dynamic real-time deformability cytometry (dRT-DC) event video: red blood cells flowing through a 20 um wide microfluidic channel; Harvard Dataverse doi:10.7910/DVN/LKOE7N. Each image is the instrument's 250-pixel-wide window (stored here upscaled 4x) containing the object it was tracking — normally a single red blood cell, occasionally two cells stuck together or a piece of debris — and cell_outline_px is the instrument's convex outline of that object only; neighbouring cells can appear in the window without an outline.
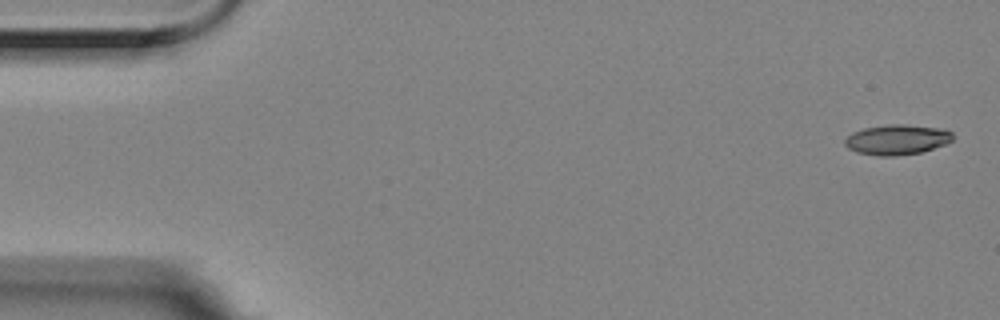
{"species": "Egyptian fruit bat (a non-hibernating species)", "species_latin": "Rousettus aegyptiacus", "temperature_condition": "room temperature", "stored_images_in_passage": 6, "camera_frame_rate_fps": 3000, "um_per_image_px": 0.085, "animal": {"sex": "female"}, "frame": {"image": 1, "passage_image": 1, "time_ms": 0.0, "image_size_px": [1000, 320], "cell_outline_px": [[952, 140], [944, 144], [920, 152], [892, 156], [880, 156], [856, 152], [848, 148], [844, 144], [844, 140], [852, 132], [864, 128], [888, 124], [904, 124], [940, 128], [952, 132]], "centroid_in_image_um": [76.2, 11.86], "position_along_channel_um": 8.8, "area_um2": 18.79}}